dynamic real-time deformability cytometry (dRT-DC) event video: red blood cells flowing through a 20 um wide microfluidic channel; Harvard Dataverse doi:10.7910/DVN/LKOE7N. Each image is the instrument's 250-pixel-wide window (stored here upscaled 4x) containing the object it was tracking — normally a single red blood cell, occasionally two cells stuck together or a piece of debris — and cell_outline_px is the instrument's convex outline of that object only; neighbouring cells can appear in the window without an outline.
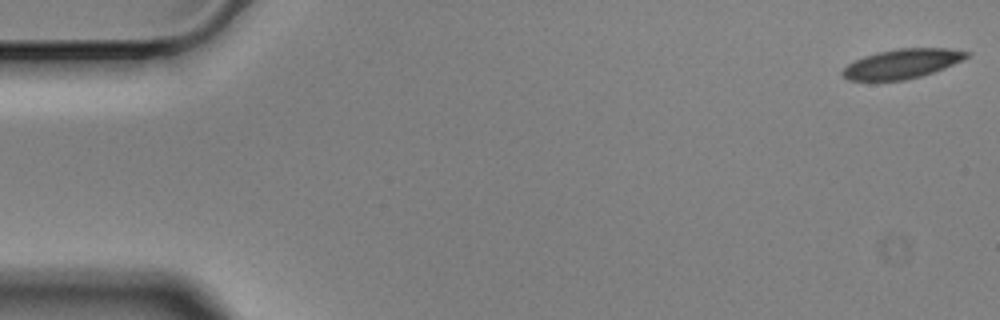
{"species": "Egyptian fruit bat (a non-hibernating species)", "species_latin": "Rousettus aegyptiacus", "temperature_condition": "cold", "stored_images_in_passage": 57, "camera_frame_rate_fps": 3000, "um_per_image_px": 0.085, "animal": {"sex": "male"}, "frame": {"image": 1, "passage_image": 1, "time_ms": 0.0, "image_size_px": [1000, 320], "cell_outline_px": [[972, 52], [968, 56], [944, 68], [920, 76], [904, 80], [848, 80], [840, 72], [848, 64], [864, 56], [876, 52], [896, 48], [948, 48]], "centroid_in_image_um": [76.66, 5.4], "position_along_channel_um": 8.3, "area_um2": 21.1}}
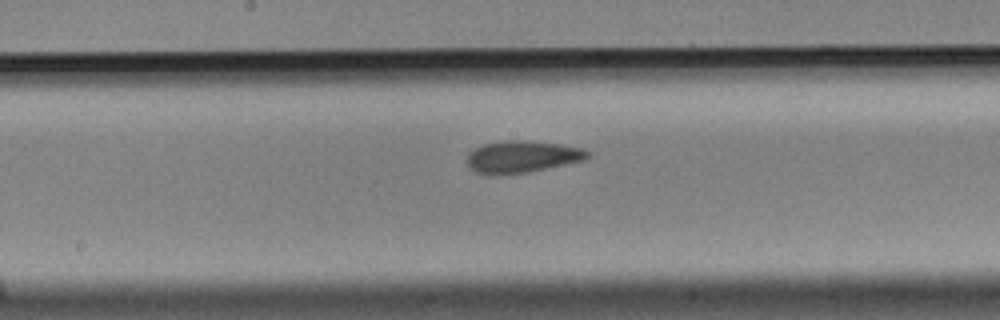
{"frame": {"image": 2, "passage_image": 29, "time_ms": 9.333, "image_size_px": [1000, 320], "cell_outline_px": [[592, 156], [584, 160], [528, 172], [492, 176], [476, 172], [468, 168], [464, 160], [468, 152], [484, 144], [504, 140], [528, 140], [560, 144], [584, 148], [592, 152]], "centroid_in_image_um": [44.35, 13.32], "position_along_channel_um": 203.8, "area_um2": 23.0}}
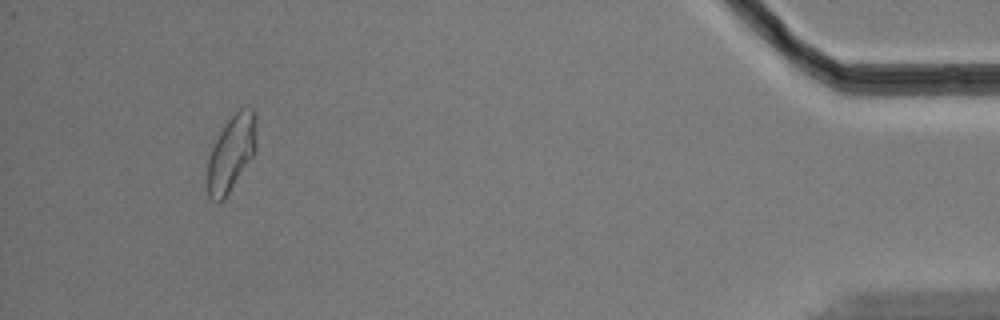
{"frame": {"image": 3, "passage_image": 53, "time_ms": 17.333, "image_size_px": [1000, 320], "cell_outline_px": [[256, 148], [252, 156], [224, 200], [216, 204], [208, 196], [208, 160], [212, 148], [224, 124], [240, 108], [252, 108], [256, 112]], "centroid_in_image_um": [19.67, 13.02], "position_along_channel_um": 415.5, "area_um2": 21.44}, "authors_computed_cell_mechanics": {"area_um2": 21.964, "velocity_mm_per_s": 3.51, "shape_relaxation_time_tau1_ms": 5.1835, "shape_relaxation_time_tau2_ms": 2.0918, "deformation_change_tau1": 0.1286, "deformation_change_tau2": 0.0642}}